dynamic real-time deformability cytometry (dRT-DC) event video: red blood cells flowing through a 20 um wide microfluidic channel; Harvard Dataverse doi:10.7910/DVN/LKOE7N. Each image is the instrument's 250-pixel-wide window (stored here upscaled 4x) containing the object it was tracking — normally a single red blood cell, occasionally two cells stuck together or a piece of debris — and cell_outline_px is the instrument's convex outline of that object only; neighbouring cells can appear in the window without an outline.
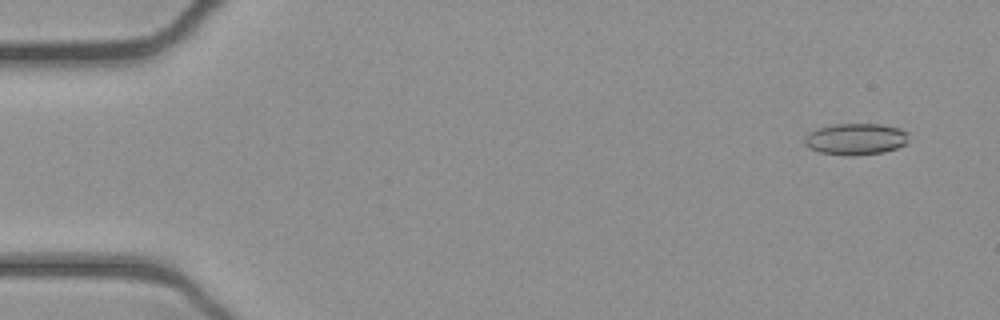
{"species": "common noctule bat (a hibernating species)", "species_latin": "Nyctalus noctula", "temperature_condition": "cold", "stored_images_in_passage": 13, "camera_frame_rate_fps": 3000, "um_per_image_px": 0.085, "animal": {"sex": "female", "body_mass_g": 21.9}, "frame": {"image": 1, "passage_image": 3, "time_ms": 0.667, "image_size_px": [1000, 320], "cell_outline_px": [[908, 140], [904, 144], [896, 148], [884, 152], [856, 156], [844, 156], [820, 152], [804, 144], [804, 136], [808, 132], [820, 128], [836, 124], [880, 124], [900, 128], [908, 132]], "centroid_in_image_um": [72.74, 11.83], "position_along_channel_um": 12.3, "area_um2": 19.19}}